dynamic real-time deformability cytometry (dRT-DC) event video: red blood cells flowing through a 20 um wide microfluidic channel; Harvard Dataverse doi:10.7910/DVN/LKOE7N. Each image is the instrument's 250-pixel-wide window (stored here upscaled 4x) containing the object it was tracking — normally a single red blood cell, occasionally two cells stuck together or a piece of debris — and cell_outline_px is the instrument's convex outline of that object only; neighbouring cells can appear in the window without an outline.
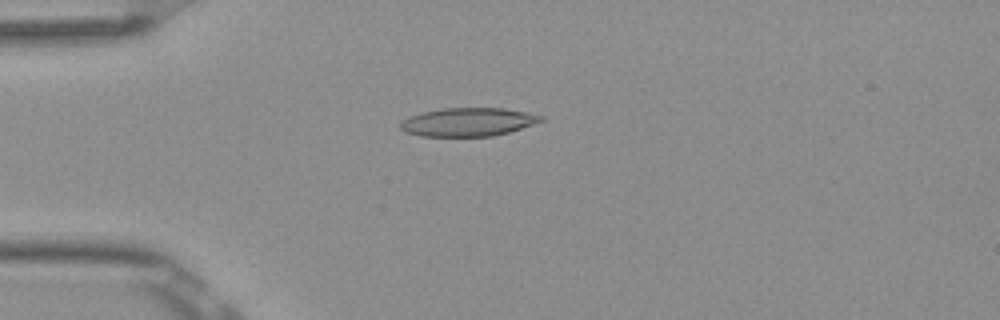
{"species": "Egyptian fruit bat (a non-hibernating species)", "species_latin": "Rousettus aegyptiacus", "temperature_condition": "room temperature", "stored_images_in_passage": 8, "camera_frame_rate_fps": 3000, "um_per_image_px": 0.085, "frame": {"image": 1, "passage_image": 5, "time_ms": 1.333, "image_size_px": [1000, 320], "cell_outline_px": [[544, 120], [508, 132], [492, 136], [420, 136], [404, 132], [400, 128], [400, 124], [408, 116], [424, 112], [444, 108], [504, 108], [528, 112], [544, 116]], "centroid_in_image_um": [39.78, 10.37], "position_along_channel_um": 45.2, "area_um2": 23.18}}
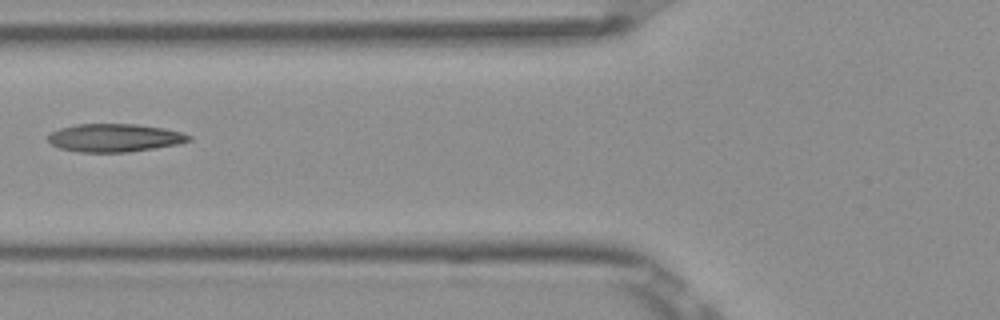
{"frame": {"image": 2, "passage_image": 7, "time_ms": 2.0, "image_size_px": [1000, 320], "cell_outline_px": [[192, 140], [180, 144], [128, 152], [80, 152], [60, 148], [52, 144], [48, 140], [48, 136], [52, 132], [60, 128], [76, 124], [136, 124], [164, 128], [184, 132], [192, 136]], "centroid_in_image_um": [9.8, 11.71], "position_along_channel_um": 116.0, "area_um2": 23.12}}
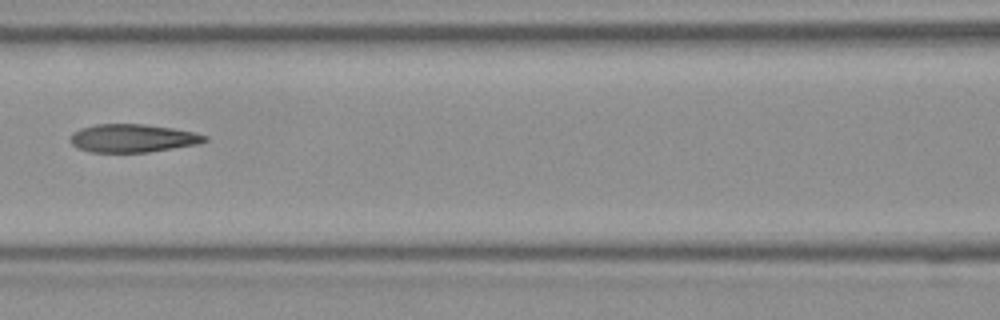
{"frame": {"image": 3, "passage_image": 8, "time_ms": 2.333, "image_size_px": [1000, 320], "cell_outline_px": [[208, 140], [200, 144], [148, 152], [88, 152], [76, 148], [68, 140], [72, 132], [80, 128], [96, 124], [144, 124], [172, 128], [196, 132], [208, 136]], "centroid_in_image_um": [11.27, 11.75], "position_along_channel_um": 155.3, "area_um2": 22.37}}